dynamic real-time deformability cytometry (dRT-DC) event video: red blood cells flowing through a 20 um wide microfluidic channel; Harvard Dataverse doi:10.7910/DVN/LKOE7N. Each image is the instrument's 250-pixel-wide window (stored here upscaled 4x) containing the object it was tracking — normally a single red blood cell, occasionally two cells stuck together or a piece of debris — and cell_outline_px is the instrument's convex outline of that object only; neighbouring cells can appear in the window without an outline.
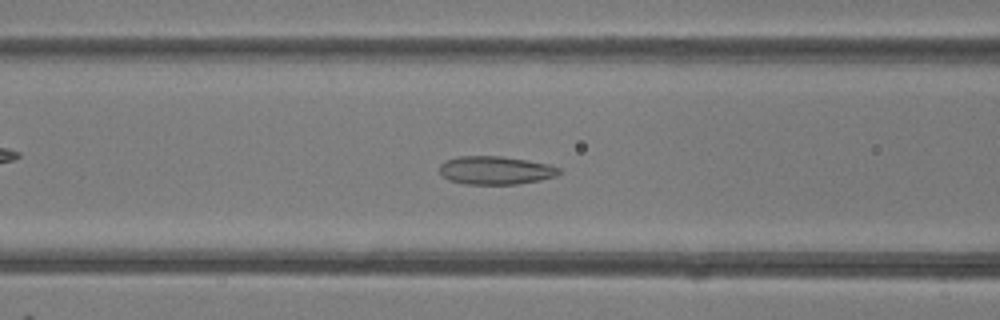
{"species": "common noctule bat (a hibernating species)", "species_latin": "Nyctalus noctula", "temperature_condition": "room temperature", "stored_images_in_passage": 49, "camera_frame_rate_fps": 3000, "um_per_image_px": 0.085, "animal": {"sex": "female"}, "frame": {"image": 1, "passage_image": 19, "time_ms": 6.0, "image_size_px": [1000, 320], "cell_outline_px": [[560, 172], [556, 176], [540, 180], [516, 184], [464, 184], [448, 180], [440, 172], [440, 164], [456, 156], [500, 156], [528, 160], [548, 164], [560, 168]], "centroid_in_image_um": [42.12, 14.47], "position_along_channel_um": 124.5, "area_um2": 19.65}}
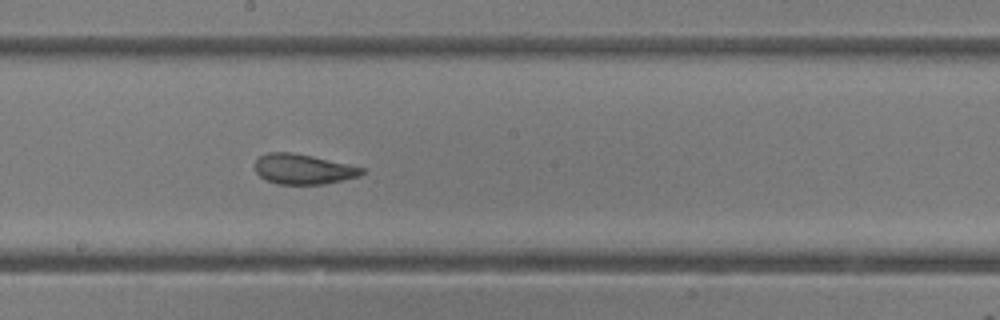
{"frame": {"image": 2, "passage_image": 26, "time_ms": 8.333, "image_size_px": [1000, 320], "cell_outline_px": [[364, 172], [360, 176], [324, 184], [276, 184], [260, 176], [256, 172], [256, 160], [260, 156], [268, 152], [292, 152], [312, 156], [348, 164], [364, 168]], "centroid_in_image_um": [25.77, 14.37], "position_along_channel_um": 222.4, "area_um2": 18.61}}
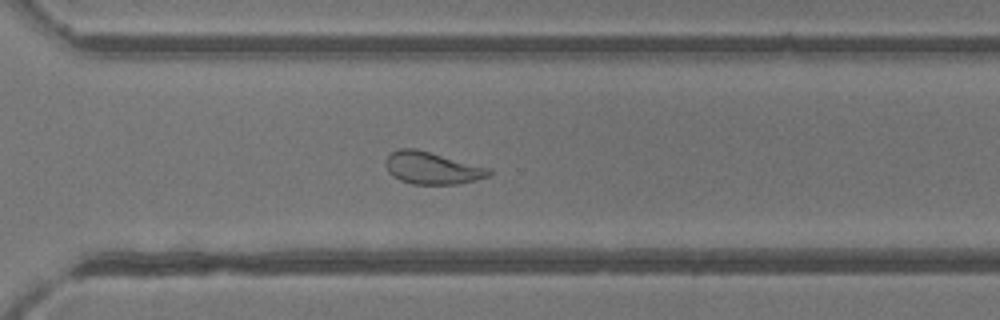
{"frame": {"image": 3, "passage_image": 34, "time_ms": 11.0, "image_size_px": [1000, 320], "cell_outline_px": [[492, 176], [476, 180], [456, 184], [412, 184], [400, 180], [392, 176], [388, 172], [384, 164], [388, 156], [392, 152], [400, 148], [416, 148], [492, 168]], "centroid_in_image_um": [36.76, 14.28], "position_along_channel_um": 333.8, "area_um2": 19.71}, "authors_computed_cell_mechanics": {"area_um2": 21.7906, "velocity_mm_per_s": 4.2131, "shape_relaxation_time_tau1_ms": 4.1682, "shape_relaxation_time_tau2_ms": 1.1874, "deformation_change_tau1": 0.1226, "deformation_change_tau2": 0.0765}}